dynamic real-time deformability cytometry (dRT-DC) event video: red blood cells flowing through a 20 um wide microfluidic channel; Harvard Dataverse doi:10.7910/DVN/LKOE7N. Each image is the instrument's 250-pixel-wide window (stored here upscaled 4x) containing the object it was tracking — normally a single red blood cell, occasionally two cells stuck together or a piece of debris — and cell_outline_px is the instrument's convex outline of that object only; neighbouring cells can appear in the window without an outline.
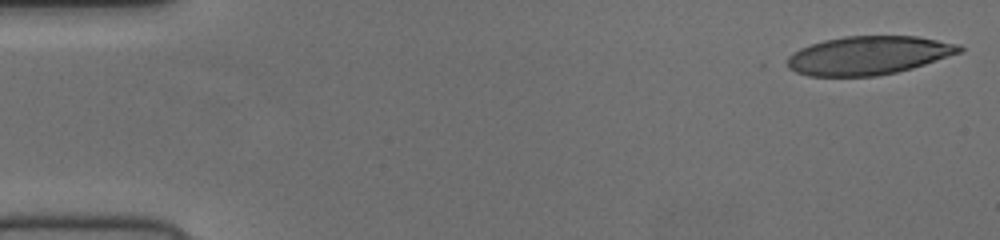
{"species": "human", "species_latin": "Homo sapiens", "temperature_condition": "cold", "stored_images_in_passage": 52, "camera_frame_rate_fps": 3000, "um_per_image_px": 0.085, "donor": {"sex": "female"}, "frame": {"image": 1, "passage_image": 1, "time_ms": 0.0, "image_size_px": [1000, 240], "cell_outline_px": [[964, 52], [912, 68], [896, 72], [876, 76], [808, 76], [796, 72], [788, 68], [788, 56], [792, 52], [800, 48], [824, 40], [844, 36], [916, 36], [960, 44], [964, 48]], "centroid_in_image_um": [73.85, 4.71], "position_along_channel_um": 11.2, "area_um2": 38.78}}
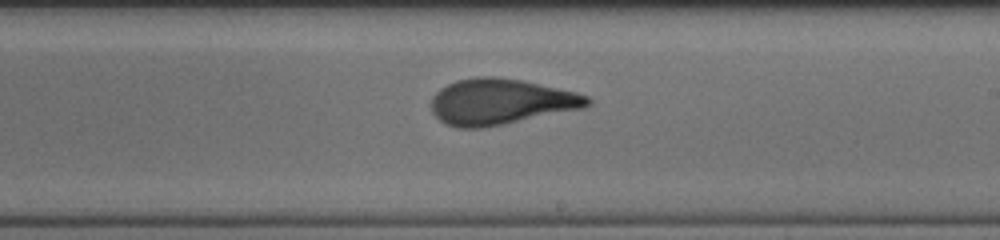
{"frame": {"image": 2, "passage_image": 30, "time_ms": 9.667, "image_size_px": [1000, 240], "cell_outline_px": [[592, 104], [584, 108], [504, 124], [480, 128], [456, 128], [444, 124], [432, 112], [432, 96], [440, 88], [456, 80], [476, 76], [496, 76], [524, 80], [576, 92], [588, 96], [592, 100]], "centroid_in_image_um": [42.56, 8.64], "position_along_channel_um": 246.4, "area_um2": 42.02}}
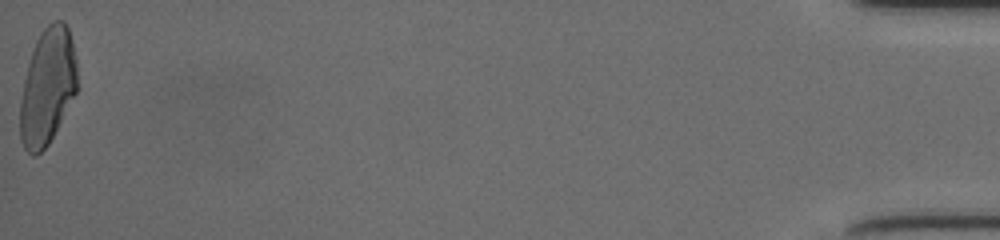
{"frame": {"image": 3, "passage_image": 52, "time_ms": 17.0, "image_size_px": [1000, 240], "cell_outline_px": [[76, 92], [48, 144], [36, 156], [32, 156], [24, 148], [20, 140], [20, 100], [24, 80], [28, 64], [36, 40], [44, 28], [52, 20], [64, 20], [68, 28], [72, 40], [76, 60]], "centroid_in_image_um": [4.02, 7.35], "position_along_channel_um": 431.2, "area_um2": 38.44}}